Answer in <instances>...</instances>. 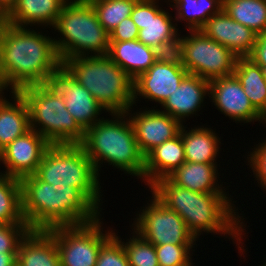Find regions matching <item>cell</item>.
<instances>
[{
    "label": "cell",
    "mask_w": 266,
    "mask_h": 266,
    "mask_svg": "<svg viewBox=\"0 0 266 266\" xmlns=\"http://www.w3.org/2000/svg\"><path fill=\"white\" fill-rule=\"evenodd\" d=\"M35 175L54 186L78 188L101 210L100 178L80 144H51Z\"/></svg>",
    "instance_id": "52a82bcc"
},
{
    "label": "cell",
    "mask_w": 266,
    "mask_h": 266,
    "mask_svg": "<svg viewBox=\"0 0 266 266\" xmlns=\"http://www.w3.org/2000/svg\"><path fill=\"white\" fill-rule=\"evenodd\" d=\"M102 27L110 33L123 19L131 16L138 0H88Z\"/></svg>",
    "instance_id": "4dcf8cb0"
},
{
    "label": "cell",
    "mask_w": 266,
    "mask_h": 266,
    "mask_svg": "<svg viewBox=\"0 0 266 266\" xmlns=\"http://www.w3.org/2000/svg\"><path fill=\"white\" fill-rule=\"evenodd\" d=\"M143 210L136 214L132 230L153 245L196 244L197 239L189 231L183 218L168 209L153 194Z\"/></svg>",
    "instance_id": "8fae6325"
},
{
    "label": "cell",
    "mask_w": 266,
    "mask_h": 266,
    "mask_svg": "<svg viewBox=\"0 0 266 266\" xmlns=\"http://www.w3.org/2000/svg\"><path fill=\"white\" fill-rule=\"evenodd\" d=\"M107 56L123 69L133 81L156 62L152 49L138 39L110 41Z\"/></svg>",
    "instance_id": "d4e9b609"
},
{
    "label": "cell",
    "mask_w": 266,
    "mask_h": 266,
    "mask_svg": "<svg viewBox=\"0 0 266 266\" xmlns=\"http://www.w3.org/2000/svg\"><path fill=\"white\" fill-rule=\"evenodd\" d=\"M256 147V148H255ZM253 147V151H250L247 159L248 163L253 172L254 178L260 183V187L263 188L264 192L266 189V139L263 142H259ZM265 188V189H264Z\"/></svg>",
    "instance_id": "8d00e7d4"
},
{
    "label": "cell",
    "mask_w": 266,
    "mask_h": 266,
    "mask_svg": "<svg viewBox=\"0 0 266 266\" xmlns=\"http://www.w3.org/2000/svg\"><path fill=\"white\" fill-rule=\"evenodd\" d=\"M101 219L46 230L56 241L60 266H95L101 246L113 235ZM105 232V233H104Z\"/></svg>",
    "instance_id": "9c48e42d"
},
{
    "label": "cell",
    "mask_w": 266,
    "mask_h": 266,
    "mask_svg": "<svg viewBox=\"0 0 266 266\" xmlns=\"http://www.w3.org/2000/svg\"><path fill=\"white\" fill-rule=\"evenodd\" d=\"M156 62L184 67L183 36L180 33L159 45L151 47Z\"/></svg>",
    "instance_id": "836d02e7"
},
{
    "label": "cell",
    "mask_w": 266,
    "mask_h": 266,
    "mask_svg": "<svg viewBox=\"0 0 266 266\" xmlns=\"http://www.w3.org/2000/svg\"><path fill=\"white\" fill-rule=\"evenodd\" d=\"M113 118L98 121L85 131L80 143L100 177L101 164L143 179L145 156L138 147L134 128L127 113H110Z\"/></svg>",
    "instance_id": "277c9868"
},
{
    "label": "cell",
    "mask_w": 266,
    "mask_h": 266,
    "mask_svg": "<svg viewBox=\"0 0 266 266\" xmlns=\"http://www.w3.org/2000/svg\"><path fill=\"white\" fill-rule=\"evenodd\" d=\"M137 25L131 17L123 19L109 34L110 41H129L138 39Z\"/></svg>",
    "instance_id": "74e56055"
},
{
    "label": "cell",
    "mask_w": 266,
    "mask_h": 266,
    "mask_svg": "<svg viewBox=\"0 0 266 266\" xmlns=\"http://www.w3.org/2000/svg\"><path fill=\"white\" fill-rule=\"evenodd\" d=\"M233 74L253 107L266 119V80L261 66L249 57H238Z\"/></svg>",
    "instance_id": "4316f807"
},
{
    "label": "cell",
    "mask_w": 266,
    "mask_h": 266,
    "mask_svg": "<svg viewBox=\"0 0 266 266\" xmlns=\"http://www.w3.org/2000/svg\"><path fill=\"white\" fill-rule=\"evenodd\" d=\"M199 30L237 57H249L258 36L250 28L234 21L224 9L210 17Z\"/></svg>",
    "instance_id": "ac0fdd59"
},
{
    "label": "cell",
    "mask_w": 266,
    "mask_h": 266,
    "mask_svg": "<svg viewBox=\"0 0 266 266\" xmlns=\"http://www.w3.org/2000/svg\"><path fill=\"white\" fill-rule=\"evenodd\" d=\"M17 253H0V266H16Z\"/></svg>",
    "instance_id": "ab89813d"
},
{
    "label": "cell",
    "mask_w": 266,
    "mask_h": 266,
    "mask_svg": "<svg viewBox=\"0 0 266 266\" xmlns=\"http://www.w3.org/2000/svg\"><path fill=\"white\" fill-rule=\"evenodd\" d=\"M63 64L104 108L125 113L133 107V79L107 55L69 58Z\"/></svg>",
    "instance_id": "5b68a950"
},
{
    "label": "cell",
    "mask_w": 266,
    "mask_h": 266,
    "mask_svg": "<svg viewBox=\"0 0 266 266\" xmlns=\"http://www.w3.org/2000/svg\"><path fill=\"white\" fill-rule=\"evenodd\" d=\"M183 36L184 67L208 81L233 75L238 57L225 46L205 36L200 30H188Z\"/></svg>",
    "instance_id": "30bf717a"
},
{
    "label": "cell",
    "mask_w": 266,
    "mask_h": 266,
    "mask_svg": "<svg viewBox=\"0 0 266 266\" xmlns=\"http://www.w3.org/2000/svg\"><path fill=\"white\" fill-rule=\"evenodd\" d=\"M223 9L257 35L266 32V0H223Z\"/></svg>",
    "instance_id": "f1b7e54d"
},
{
    "label": "cell",
    "mask_w": 266,
    "mask_h": 266,
    "mask_svg": "<svg viewBox=\"0 0 266 266\" xmlns=\"http://www.w3.org/2000/svg\"><path fill=\"white\" fill-rule=\"evenodd\" d=\"M131 109L133 108L131 107L126 113L134 128L138 147L144 156L180 132L182 124L159 109L146 108L135 113H132Z\"/></svg>",
    "instance_id": "9a60e30c"
},
{
    "label": "cell",
    "mask_w": 266,
    "mask_h": 266,
    "mask_svg": "<svg viewBox=\"0 0 266 266\" xmlns=\"http://www.w3.org/2000/svg\"><path fill=\"white\" fill-rule=\"evenodd\" d=\"M203 126L186 130L183 124L180 128L185 152V161L192 163L217 164L220 138L213 129ZM219 153V154H218Z\"/></svg>",
    "instance_id": "484cf974"
},
{
    "label": "cell",
    "mask_w": 266,
    "mask_h": 266,
    "mask_svg": "<svg viewBox=\"0 0 266 266\" xmlns=\"http://www.w3.org/2000/svg\"><path fill=\"white\" fill-rule=\"evenodd\" d=\"M197 244H163L156 245L155 252L159 266H181L192 257L191 252ZM193 249V250H192Z\"/></svg>",
    "instance_id": "d6a6232c"
},
{
    "label": "cell",
    "mask_w": 266,
    "mask_h": 266,
    "mask_svg": "<svg viewBox=\"0 0 266 266\" xmlns=\"http://www.w3.org/2000/svg\"><path fill=\"white\" fill-rule=\"evenodd\" d=\"M41 85L53 96L65 100L67 110L84 131L103 119L100 114L104 108L63 63Z\"/></svg>",
    "instance_id": "7c38bea8"
},
{
    "label": "cell",
    "mask_w": 266,
    "mask_h": 266,
    "mask_svg": "<svg viewBox=\"0 0 266 266\" xmlns=\"http://www.w3.org/2000/svg\"><path fill=\"white\" fill-rule=\"evenodd\" d=\"M187 74L185 67L155 62L134 80L133 104L142 97L162 105Z\"/></svg>",
    "instance_id": "e0dca14e"
},
{
    "label": "cell",
    "mask_w": 266,
    "mask_h": 266,
    "mask_svg": "<svg viewBox=\"0 0 266 266\" xmlns=\"http://www.w3.org/2000/svg\"><path fill=\"white\" fill-rule=\"evenodd\" d=\"M158 3L159 0H138L130 16L139 30L138 40L150 48L179 34L171 14Z\"/></svg>",
    "instance_id": "2e32d148"
},
{
    "label": "cell",
    "mask_w": 266,
    "mask_h": 266,
    "mask_svg": "<svg viewBox=\"0 0 266 266\" xmlns=\"http://www.w3.org/2000/svg\"><path fill=\"white\" fill-rule=\"evenodd\" d=\"M29 231L27 223L0 224V253H17Z\"/></svg>",
    "instance_id": "d590c367"
},
{
    "label": "cell",
    "mask_w": 266,
    "mask_h": 266,
    "mask_svg": "<svg viewBox=\"0 0 266 266\" xmlns=\"http://www.w3.org/2000/svg\"><path fill=\"white\" fill-rule=\"evenodd\" d=\"M95 266H130L123 244L114 234L101 246Z\"/></svg>",
    "instance_id": "e575fe53"
},
{
    "label": "cell",
    "mask_w": 266,
    "mask_h": 266,
    "mask_svg": "<svg viewBox=\"0 0 266 266\" xmlns=\"http://www.w3.org/2000/svg\"><path fill=\"white\" fill-rule=\"evenodd\" d=\"M16 2L17 0H0V5L8 13Z\"/></svg>",
    "instance_id": "60d3db41"
},
{
    "label": "cell",
    "mask_w": 266,
    "mask_h": 266,
    "mask_svg": "<svg viewBox=\"0 0 266 266\" xmlns=\"http://www.w3.org/2000/svg\"><path fill=\"white\" fill-rule=\"evenodd\" d=\"M249 58L259 66L266 67V32L257 36L256 44Z\"/></svg>",
    "instance_id": "f35d334b"
},
{
    "label": "cell",
    "mask_w": 266,
    "mask_h": 266,
    "mask_svg": "<svg viewBox=\"0 0 266 266\" xmlns=\"http://www.w3.org/2000/svg\"><path fill=\"white\" fill-rule=\"evenodd\" d=\"M26 223L21 209L20 180L5 176L0 181V224Z\"/></svg>",
    "instance_id": "f546056e"
},
{
    "label": "cell",
    "mask_w": 266,
    "mask_h": 266,
    "mask_svg": "<svg viewBox=\"0 0 266 266\" xmlns=\"http://www.w3.org/2000/svg\"><path fill=\"white\" fill-rule=\"evenodd\" d=\"M205 96H209V81L188 73L179 87L163 102L161 107L164 110L161 111L184 124L185 118L197 115L202 109L204 98H207Z\"/></svg>",
    "instance_id": "d6986e66"
},
{
    "label": "cell",
    "mask_w": 266,
    "mask_h": 266,
    "mask_svg": "<svg viewBox=\"0 0 266 266\" xmlns=\"http://www.w3.org/2000/svg\"><path fill=\"white\" fill-rule=\"evenodd\" d=\"M18 266H60L55 239L46 230H30L17 250Z\"/></svg>",
    "instance_id": "7402d4cb"
},
{
    "label": "cell",
    "mask_w": 266,
    "mask_h": 266,
    "mask_svg": "<svg viewBox=\"0 0 266 266\" xmlns=\"http://www.w3.org/2000/svg\"><path fill=\"white\" fill-rule=\"evenodd\" d=\"M21 209L30 230L80 225L101 218L100 209L78 188L54 186L35 174L20 179Z\"/></svg>",
    "instance_id": "3957f363"
},
{
    "label": "cell",
    "mask_w": 266,
    "mask_h": 266,
    "mask_svg": "<svg viewBox=\"0 0 266 266\" xmlns=\"http://www.w3.org/2000/svg\"><path fill=\"white\" fill-rule=\"evenodd\" d=\"M50 143L38 132L30 129L16 138L1 152L5 176L21 179L34 175Z\"/></svg>",
    "instance_id": "5bb4252c"
},
{
    "label": "cell",
    "mask_w": 266,
    "mask_h": 266,
    "mask_svg": "<svg viewBox=\"0 0 266 266\" xmlns=\"http://www.w3.org/2000/svg\"><path fill=\"white\" fill-rule=\"evenodd\" d=\"M209 97L217 110L233 122L259 121L266 127V119L253 107L234 74L210 80Z\"/></svg>",
    "instance_id": "4fadbf2b"
},
{
    "label": "cell",
    "mask_w": 266,
    "mask_h": 266,
    "mask_svg": "<svg viewBox=\"0 0 266 266\" xmlns=\"http://www.w3.org/2000/svg\"><path fill=\"white\" fill-rule=\"evenodd\" d=\"M68 0H17L7 13V23L18 27H54Z\"/></svg>",
    "instance_id": "44dd1931"
},
{
    "label": "cell",
    "mask_w": 266,
    "mask_h": 266,
    "mask_svg": "<svg viewBox=\"0 0 266 266\" xmlns=\"http://www.w3.org/2000/svg\"><path fill=\"white\" fill-rule=\"evenodd\" d=\"M261 68H262V71H263V76H264V78L266 80V67H261Z\"/></svg>",
    "instance_id": "f6af8a7d"
},
{
    "label": "cell",
    "mask_w": 266,
    "mask_h": 266,
    "mask_svg": "<svg viewBox=\"0 0 266 266\" xmlns=\"http://www.w3.org/2000/svg\"><path fill=\"white\" fill-rule=\"evenodd\" d=\"M185 161L181 133L156 146L145 156L144 183L150 187L158 179L167 177Z\"/></svg>",
    "instance_id": "ffe728a7"
},
{
    "label": "cell",
    "mask_w": 266,
    "mask_h": 266,
    "mask_svg": "<svg viewBox=\"0 0 266 266\" xmlns=\"http://www.w3.org/2000/svg\"><path fill=\"white\" fill-rule=\"evenodd\" d=\"M0 163H2L1 154H0ZM4 177H5V173H4V171H3V173H2V171H1V172H0V181H1Z\"/></svg>",
    "instance_id": "7bdbcfd3"
},
{
    "label": "cell",
    "mask_w": 266,
    "mask_h": 266,
    "mask_svg": "<svg viewBox=\"0 0 266 266\" xmlns=\"http://www.w3.org/2000/svg\"><path fill=\"white\" fill-rule=\"evenodd\" d=\"M29 108L30 129L50 144H80L85 131L66 108L65 100L50 94L41 84L19 91Z\"/></svg>",
    "instance_id": "ba28073f"
},
{
    "label": "cell",
    "mask_w": 266,
    "mask_h": 266,
    "mask_svg": "<svg viewBox=\"0 0 266 266\" xmlns=\"http://www.w3.org/2000/svg\"><path fill=\"white\" fill-rule=\"evenodd\" d=\"M217 164L185 162L167 178L174 184L199 193H227L218 183ZM218 176V178H217Z\"/></svg>",
    "instance_id": "cb8c5ba5"
},
{
    "label": "cell",
    "mask_w": 266,
    "mask_h": 266,
    "mask_svg": "<svg viewBox=\"0 0 266 266\" xmlns=\"http://www.w3.org/2000/svg\"><path fill=\"white\" fill-rule=\"evenodd\" d=\"M149 189L168 209L183 218L196 239L204 232L223 234L226 238L228 234L233 241L235 239L239 253L245 251L242 249L244 243H241L246 230L242 222L245 218L237 212L238 208L234 206L235 201L232 204L229 193L194 192L172 183L167 177L158 179Z\"/></svg>",
    "instance_id": "6da1fadb"
},
{
    "label": "cell",
    "mask_w": 266,
    "mask_h": 266,
    "mask_svg": "<svg viewBox=\"0 0 266 266\" xmlns=\"http://www.w3.org/2000/svg\"><path fill=\"white\" fill-rule=\"evenodd\" d=\"M7 23V12L0 5V26Z\"/></svg>",
    "instance_id": "b9f144b4"
},
{
    "label": "cell",
    "mask_w": 266,
    "mask_h": 266,
    "mask_svg": "<svg viewBox=\"0 0 266 266\" xmlns=\"http://www.w3.org/2000/svg\"><path fill=\"white\" fill-rule=\"evenodd\" d=\"M53 28L62 35L59 40L54 38L61 63L69 58L108 53L110 34L88 0H68Z\"/></svg>",
    "instance_id": "8992f818"
},
{
    "label": "cell",
    "mask_w": 266,
    "mask_h": 266,
    "mask_svg": "<svg viewBox=\"0 0 266 266\" xmlns=\"http://www.w3.org/2000/svg\"><path fill=\"white\" fill-rule=\"evenodd\" d=\"M60 64L52 37L30 27L0 26V91L40 85Z\"/></svg>",
    "instance_id": "7a4b0ae2"
},
{
    "label": "cell",
    "mask_w": 266,
    "mask_h": 266,
    "mask_svg": "<svg viewBox=\"0 0 266 266\" xmlns=\"http://www.w3.org/2000/svg\"><path fill=\"white\" fill-rule=\"evenodd\" d=\"M193 264L195 263H192V258L184 265H181V266H193Z\"/></svg>",
    "instance_id": "ee69618b"
},
{
    "label": "cell",
    "mask_w": 266,
    "mask_h": 266,
    "mask_svg": "<svg viewBox=\"0 0 266 266\" xmlns=\"http://www.w3.org/2000/svg\"><path fill=\"white\" fill-rule=\"evenodd\" d=\"M0 91V152L30 130L29 108L19 92H12L13 102ZM14 103V104H13Z\"/></svg>",
    "instance_id": "603a6c76"
},
{
    "label": "cell",
    "mask_w": 266,
    "mask_h": 266,
    "mask_svg": "<svg viewBox=\"0 0 266 266\" xmlns=\"http://www.w3.org/2000/svg\"><path fill=\"white\" fill-rule=\"evenodd\" d=\"M166 1V0H165ZM176 10L173 20L185 21L187 30H199L207 20L223 9V0H168ZM173 2V4H172Z\"/></svg>",
    "instance_id": "83f0119b"
},
{
    "label": "cell",
    "mask_w": 266,
    "mask_h": 266,
    "mask_svg": "<svg viewBox=\"0 0 266 266\" xmlns=\"http://www.w3.org/2000/svg\"><path fill=\"white\" fill-rule=\"evenodd\" d=\"M113 234L122 242L130 266H159L155 245L143 239L133 230L132 237L122 241L115 232Z\"/></svg>",
    "instance_id": "1f68e13d"
}]
</instances>
